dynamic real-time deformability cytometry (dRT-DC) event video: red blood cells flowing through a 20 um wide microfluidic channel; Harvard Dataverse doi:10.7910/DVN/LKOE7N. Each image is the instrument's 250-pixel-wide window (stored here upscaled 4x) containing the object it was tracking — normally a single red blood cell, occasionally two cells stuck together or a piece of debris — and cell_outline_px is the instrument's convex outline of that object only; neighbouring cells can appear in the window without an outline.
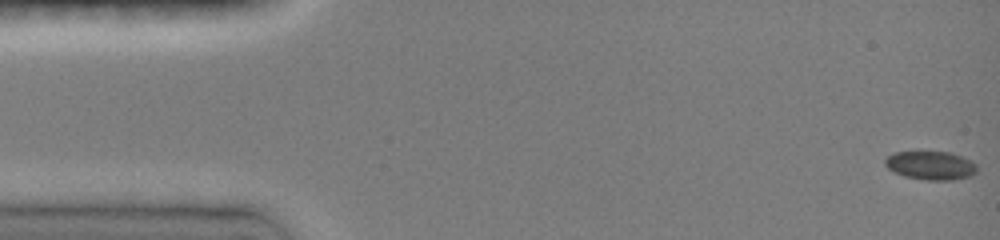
{"species": "common noctule bat (a hibernating species)", "species_latin": "Nyctalus noctula", "temperature_condition": "room temperature", "stored_images_in_passage": 10, "camera_frame_rate_fps": 3000, "um_per_image_px": 0.085, "animal": {"sex": "female", "body_mass_g": 19.0, "forearm_length_mm": 51.5}, "frame": {"image": 1, "passage_image": 1, "time_ms": 0.0, "image_size_px": [1000, 240], "cell_outline_px": [[976, 172], [972, 176], [952, 180], [928, 180], [904, 176], [892, 172], [884, 164], [884, 160], [888, 156], [896, 152], [952, 152], [976, 164]], "centroid_in_image_um": [79.09, 14.07], "position_along_channel_um": 5.9, "area_um2": 15.26}}
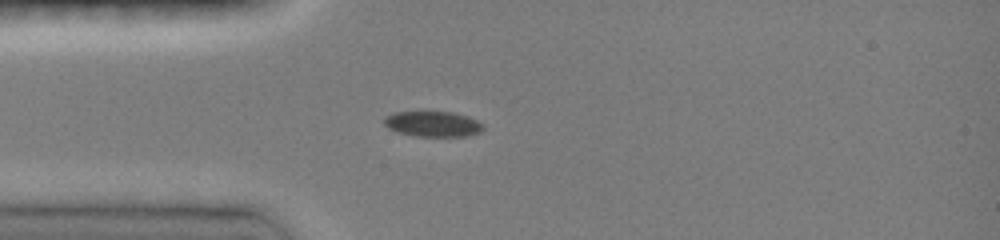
{"frame": {"image": 2, "passage_image": 9, "time_ms": 4.0, "image_size_px": [1000, 240], "cell_outline_px": [[484, 128], [480, 132], [468, 136], [412, 136], [396, 132], [388, 128], [384, 124], [384, 116], [392, 112], [452, 112], [468, 116], [484, 124]], "centroid_in_image_um": [36.77, 10.54], "position_along_channel_um": 48.2, "area_um2": 14.85}}